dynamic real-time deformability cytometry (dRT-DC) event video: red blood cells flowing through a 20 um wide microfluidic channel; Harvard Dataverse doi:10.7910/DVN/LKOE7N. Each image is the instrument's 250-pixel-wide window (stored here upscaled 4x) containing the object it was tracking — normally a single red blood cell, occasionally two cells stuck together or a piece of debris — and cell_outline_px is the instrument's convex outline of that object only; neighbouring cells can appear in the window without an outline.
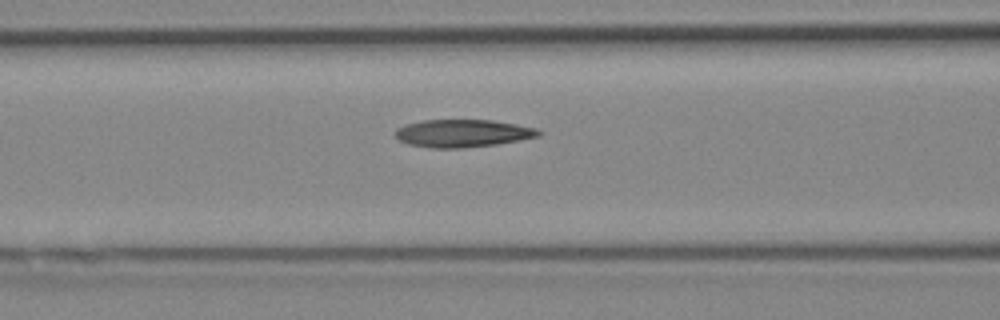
{"species": "Egyptian fruit bat (a non-hibernating species)", "species_latin": "Rousettus aegyptiacus", "temperature_condition": "cold", "stored_images_in_passage": 6, "camera_frame_rate_fps": 3000, "um_per_image_px": 0.085, "animal": {"sex": "female"}, "frame": {"image": 1, "passage_image": 6, "time_ms": 1.667, "image_size_px": [1000, 320], "cell_outline_px": [[544, 132], [540, 136], [520, 140], [496, 144], [460, 148], [428, 148], [408, 144], [400, 140], [392, 132], [396, 128], [404, 124], [424, 120], [492, 120], [516, 124], [536, 128]], "centroid_in_image_um": [39.31, 11.33], "position_along_channel_um": 127.3, "area_um2": 23.29}}